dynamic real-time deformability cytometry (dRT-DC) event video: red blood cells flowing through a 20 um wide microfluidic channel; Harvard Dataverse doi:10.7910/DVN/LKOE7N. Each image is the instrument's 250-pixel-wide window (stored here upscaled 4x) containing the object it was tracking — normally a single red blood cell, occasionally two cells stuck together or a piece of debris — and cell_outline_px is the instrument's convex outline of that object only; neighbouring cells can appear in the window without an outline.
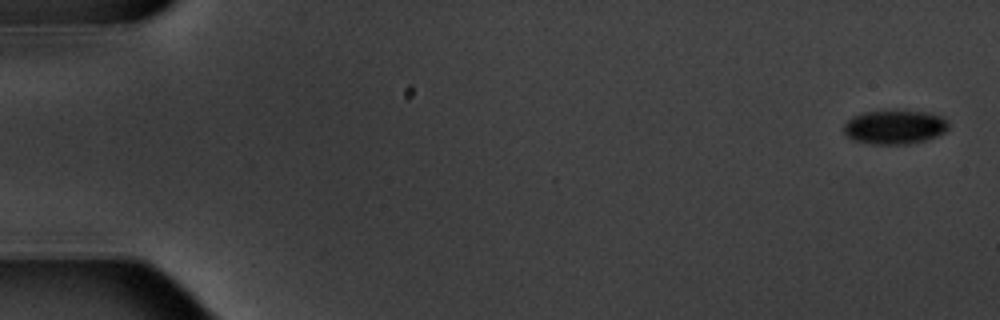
{"species": "common noctule bat (a hibernating species)", "species_latin": "Nyctalus noctula", "temperature_condition": "warm", "stored_images_in_passage": 6, "camera_frame_rate_fps": 3000, "um_per_image_px": 0.085, "animal": {"sex": "male", "body_mass_g": 20.1, "forearm_length_mm": 53.5}, "frame": {"image": 1, "passage_image": 1, "time_ms": 0.0, "image_size_px": [1000, 320], "cell_outline_px": [[948, 128], [944, 132], [936, 136], [924, 140], [908, 144], [872, 144], [852, 140], [844, 132], [844, 124], [852, 116], [864, 112], [932, 112], [944, 116], [948, 120]], "centroid_in_image_um": [76.07, 10.81], "position_along_channel_um": 8.9, "area_um2": 20.58}}
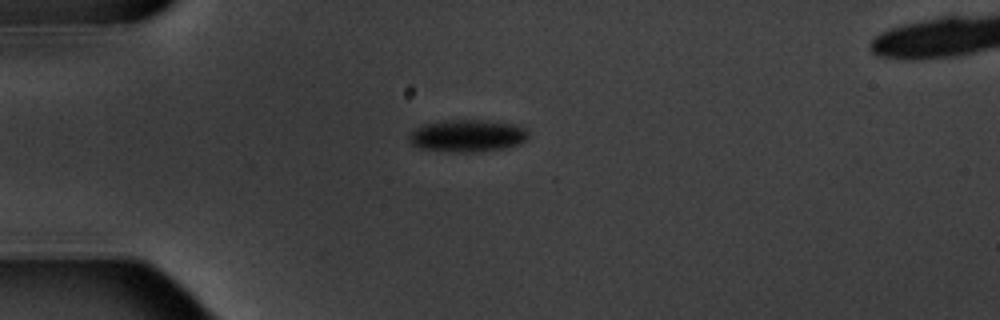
{"frame": {"image": 2, "passage_image": 5, "time_ms": 4.667, "image_size_px": [1000, 320], "cell_outline_px": [[528, 136], [520, 144], [504, 148], [472, 152], [452, 152], [420, 148], [412, 144], [408, 140], [408, 136], [416, 128], [424, 124], [444, 120], [484, 120], [516, 124], [524, 128], [528, 132]], "centroid_in_image_um": [39.72, 11.53], "position_along_channel_um": 45.3, "area_um2": 22.37}}